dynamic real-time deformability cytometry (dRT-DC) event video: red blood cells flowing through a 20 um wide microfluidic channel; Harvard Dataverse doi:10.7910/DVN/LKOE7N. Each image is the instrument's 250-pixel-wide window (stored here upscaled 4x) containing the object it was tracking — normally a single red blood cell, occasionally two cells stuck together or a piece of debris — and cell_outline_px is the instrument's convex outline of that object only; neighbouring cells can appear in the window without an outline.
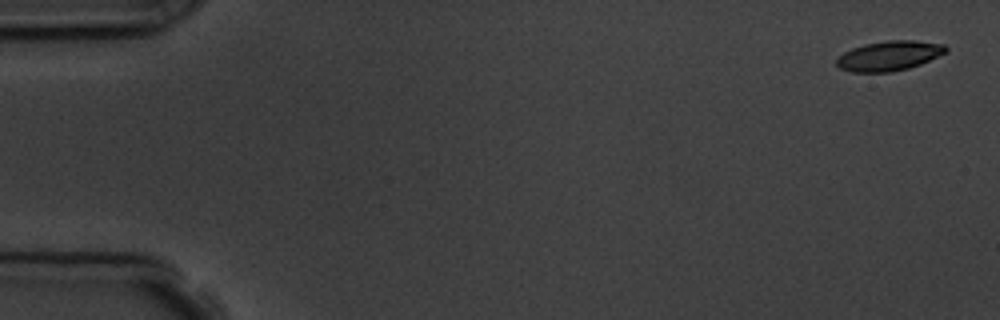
{"species": "common noctule bat (a hibernating species)", "species_latin": "Nyctalus noctula", "temperature_condition": "room temperature", "stored_images_in_passage": 6, "camera_frame_rate_fps": 3000, "um_per_image_px": 0.085, "animal": {"sex": "male", "body_mass_g": 19.5, "forearm_length_mm": 54.6}, "frame": {"image": 1, "passage_image": 1, "time_ms": 0.0, "image_size_px": [1000, 320], "cell_outline_px": [[948, 52], [920, 64], [908, 68], [892, 72], [852, 72], [840, 68], [836, 64], [836, 60], [844, 52], [852, 48], [864, 44], [888, 40], [916, 40], [944, 44], [948, 48]], "centroid_in_image_um": [75.6, 4.73], "position_along_channel_um": 9.4, "area_um2": 19.02}}
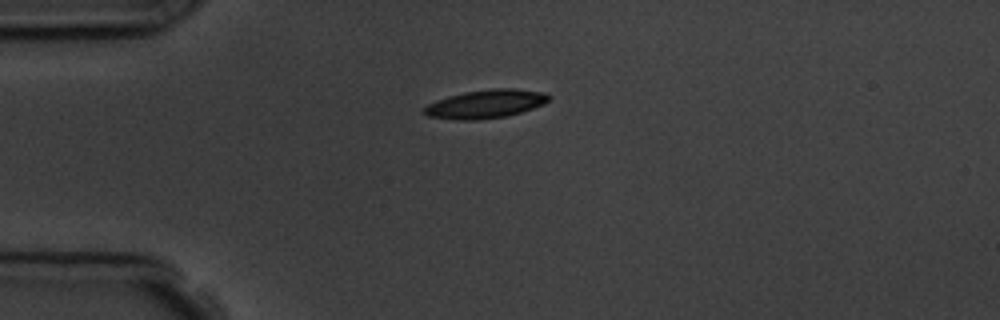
{"frame": {"image": 2, "passage_image": 4, "time_ms": 4.0, "image_size_px": [1000, 320], "cell_outline_px": [[552, 96], [544, 104], [508, 116], [476, 120], [456, 120], [428, 116], [420, 112], [428, 104], [436, 100], [448, 96], [464, 92], [492, 88], [516, 88], [544, 92]], "centroid_in_image_um": [41.27, 8.83], "position_along_channel_um": 43.7, "area_um2": 20.87}}